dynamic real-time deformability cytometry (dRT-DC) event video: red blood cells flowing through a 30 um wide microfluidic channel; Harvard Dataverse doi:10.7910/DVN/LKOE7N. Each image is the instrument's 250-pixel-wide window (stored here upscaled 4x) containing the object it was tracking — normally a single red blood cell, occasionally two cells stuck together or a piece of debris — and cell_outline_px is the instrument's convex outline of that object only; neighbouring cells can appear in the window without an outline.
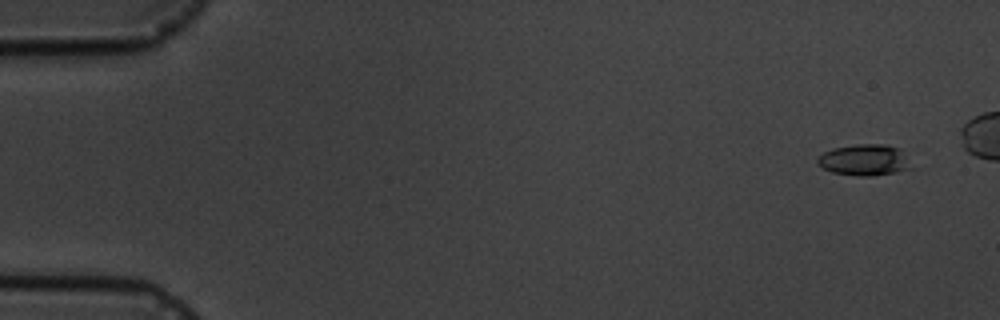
{"species": "common noctule bat (a hibernating species)", "species_latin": "Nyctalus noctula", "temperature_condition": "cold", "stored_images_in_passage": 6, "camera_frame_rate_fps": 3000, "um_per_image_px": 0.085, "animal": {"sex": "male", "body_mass_g": 19.5, "forearm_length_mm": 54.6}, "frame": {"image": 1, "passage_image": 1, "time_ms": 0.0, "image_size_px": [1000, 320], "cell_outline_px": [[912, 168], [896, 172], [872, 176], [860, 176], [832, 172], [816, 164], [816, 160], [824, 152], [832, 148], [856, 144], [888, 144], [900, 148]], "centroid_in_image_um": [73.46, 13.59], "position_along_channel_um": 11.5, "area_um2": 17.05}}